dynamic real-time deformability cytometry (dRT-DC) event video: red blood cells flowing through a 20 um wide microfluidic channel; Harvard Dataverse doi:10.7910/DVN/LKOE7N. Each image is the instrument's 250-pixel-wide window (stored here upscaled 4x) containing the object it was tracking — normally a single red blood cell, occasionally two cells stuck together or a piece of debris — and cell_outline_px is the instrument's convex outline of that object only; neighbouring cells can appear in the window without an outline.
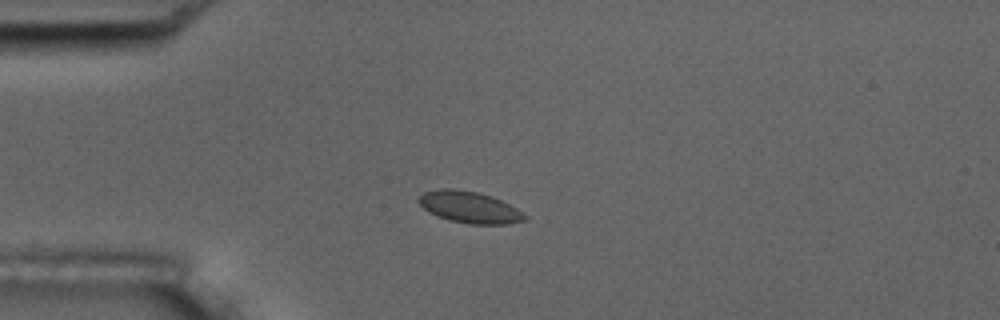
{"species": "common noctule bat (a hibernating species)", "species_latin": "Nyctalus noctula", "temperature_condition": "room temperature", "stored_images_in_passage": 9, "camera_frame_rate_fps": 3000, "um_per_image_px": 0.085, "animal": {"sex": "male", "body_mass_g": 17.5, "forearm_length_mm": 52.3}, "frame": {"image": 1, "passage_image": 4, "time_ms": 3.667, "image_size_px": [1000, 320], "cell_outline_px": [[528, 216], [524, 220], [508, 224], [468, 224], [448, 220], [436, 216], [428, 212], [416, 200], [424, 192], [440, 188], [456, 188], [480, 192], [492, 196], [516, 208]], "centroid_in_image_um": [39.87, 17.6], "position_along_channel_um": 45.1, "area_um2": 19.71}}
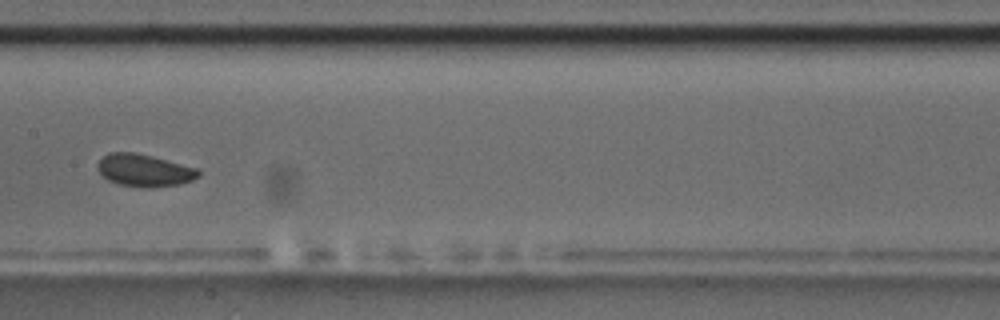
{"frame": {"image": 2, "passage_image": 8, "time_ms": 8.333, "image_size_px": [1000, 320], "cell_outline_px": [[200, 176], [192, 180], [180, 184], [152, 188], [148, 188], [120, 184], [108, 180], [96, 168], [96, 164], [108, 152], [136, 152], [152, 156], [196, 168], [200, 172]], "centroid_in_image_um": [12.26, 14.48], "position_along_channel_um": 195.1, "area_um2": 18.96}}
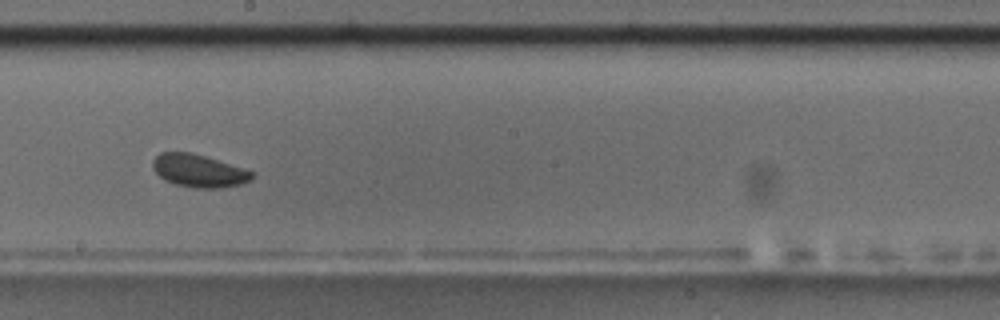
{"frame": {"image": 3, "passage_image": 9, "time_ms": 9.333, "image_size_px": [1000, 320], "cell_outline_px": [[256, 172], [252, 180], [240, 184], [220, 188], [196, 188], [176, 184], [164, 180], [152, 168], [152, 160], [160, 152], [192, 152]], "centroid_in_image_um": [16.9, 14.51], "position_along_channel_um": 231.3, "area_um2": 19.02}}